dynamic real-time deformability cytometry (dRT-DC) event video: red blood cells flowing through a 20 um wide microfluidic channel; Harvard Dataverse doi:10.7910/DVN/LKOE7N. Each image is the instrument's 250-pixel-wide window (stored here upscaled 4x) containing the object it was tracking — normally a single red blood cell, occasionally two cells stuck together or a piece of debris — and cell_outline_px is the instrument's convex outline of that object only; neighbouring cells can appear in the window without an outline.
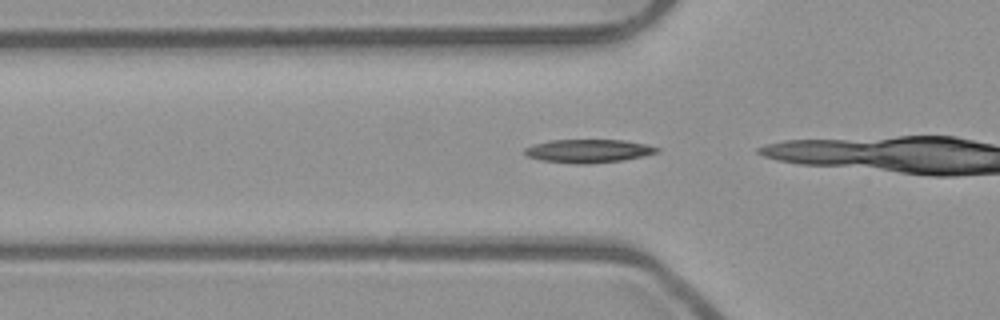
{"species": "common noctule bat (a hibernating species)", "species_latin": "Nyctalus noctula", "temperature_condition": "room temperature", "stored_images_in_passage": 4, "camera_frame_rate_fps": 3000, "um_per_image_px": 0.085, "animal": {"sex": "male", "body_mass_g": 23.1, "forearm_length_mm": 52.7}, "frame": {"image": 1, "passage_image": 2, "time_ms": 0.333, "image_size_px": [1000, 320], "cell_outline_px": [[660, 152], [644, 156], [624, 160], [588, 164], [576, 164], [540, 160], [528, 156], [524, 152], [524, 148], [536, 144], [552, 140], [624, 140], [648, 144], [660, 148]], "centroid_in_image_um": [50.07, 12.84], "position_along_channel_um": 75.7, "area_um2": 18.09}}